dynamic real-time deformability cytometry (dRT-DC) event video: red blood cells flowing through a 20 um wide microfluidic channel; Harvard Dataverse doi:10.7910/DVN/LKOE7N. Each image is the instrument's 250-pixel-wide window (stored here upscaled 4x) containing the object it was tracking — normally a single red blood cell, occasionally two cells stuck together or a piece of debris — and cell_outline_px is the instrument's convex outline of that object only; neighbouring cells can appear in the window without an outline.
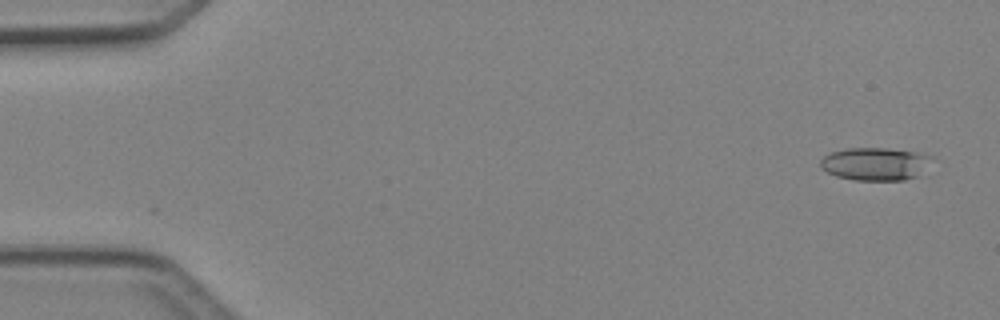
{"species": "Egyptian fruit bat (a non-hibernating species)", "species_latin": "Rousettus aegyptiacus", "temperature_condition": "cold", "stored_images_in_passage": 16, "camera_frame_rate_fps": 3000, "um_per_image_px": 0.085, "animal": {"sex": "female"}, "frame": {"image": 1, "passage_image": 3, "time_ms": 0.667, "image_size_px": [1000, 320], "cell_outline_px": [[932, 156], [916, 176], [904, 180], [852, 180], [836, 176], [820, 168], [820, 160], [824, 156], [832, 152], [848, 148], [884, 148], [916, 152]], "centroid_in_image_um": [74.3, 13.93], "position_along_channel_um": 10.7, "area_um2": 20.92}}
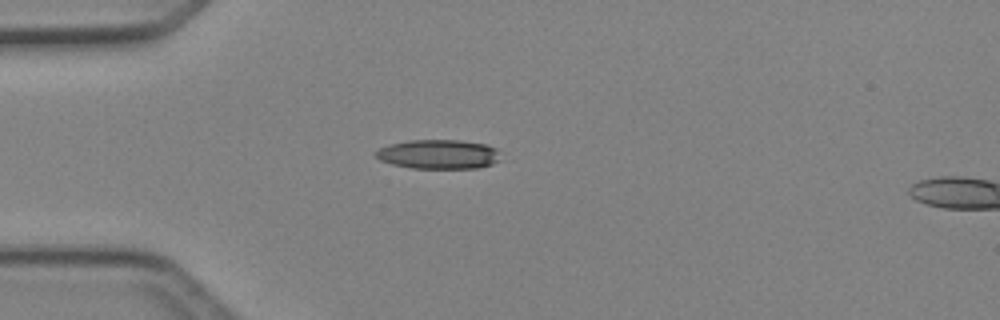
{"frame": {"image": 2, "passage_image": 14, "time_ms": 4.333, "image_size_px": [1000, 320], "cell_outline_px": [[496, 160], [492, 164], [476, 168], [412, 168], [392, 164], [380, 160], [376, 156], [376, 152], [380, 148], [388, 144], [408, 140], [460, 140], [488, 144], [496, 148]], "centroid_in_image_um": [37.23, 13.1], "position_along_channel_um": 47.8, "area_um2": 21.1}}